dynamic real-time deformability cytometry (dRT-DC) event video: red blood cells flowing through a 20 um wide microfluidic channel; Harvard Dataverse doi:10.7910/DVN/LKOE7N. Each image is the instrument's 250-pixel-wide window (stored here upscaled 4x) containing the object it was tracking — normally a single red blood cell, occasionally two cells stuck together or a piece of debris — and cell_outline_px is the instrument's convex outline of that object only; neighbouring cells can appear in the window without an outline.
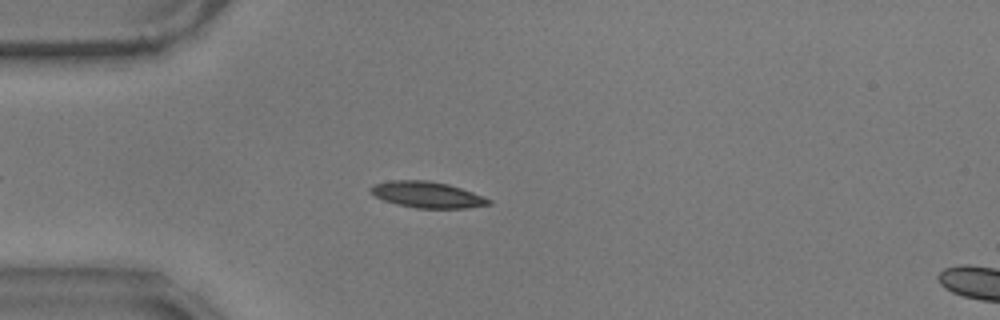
{"species": "common noctule bat (a hibernating species)", "species_latin": "Nyctalus noctula", "temperature_condition": "warm", "stored_images_in_passage": 47, "camera_frame_rate_fps": 3000, "um_per_image_px": 0.085, "animal": {"sex": "male", "body_mass_g": 17.9}, "frame": {"image": 1, "passage_image": 12, "time_ms": 3.667, "image_size_px": [1000, 320], "cell_outline_px": [[492, 204], [468, 208], [416, 208], [396, 204], [384, 200], [376, 196], [368, 188], [372, 184], [392, 180], [428, 180], [448, 184], [472, 192], [492, 200]], "centroid_in_image_um": [36.31, 16.55], "position_along_channel_um": 48.7, "area_um2": 17.98}}
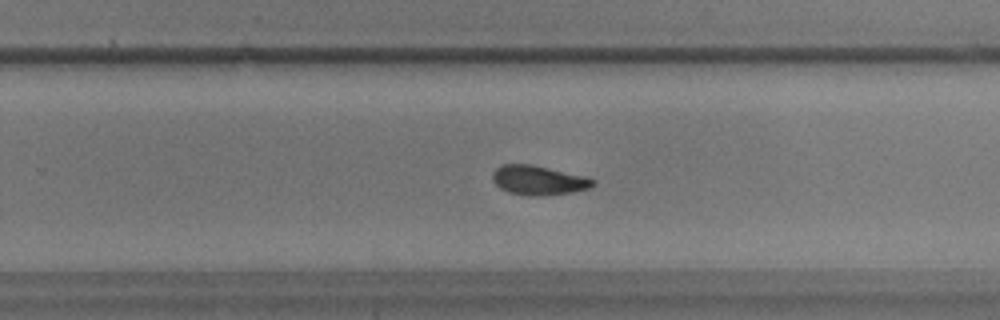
{"frame": {"image": 2, "passage_image": 33, "time_ms": 10.667, "image_size_px": [1000, 320], "cell_outline_px": [[596, 184], [588, 188], [572, 192], [536, 196], [528, 196], [508, 192], [500, 188], [492, 180], [492, 172], [500, 164], [532, 164], [588, 176], [596, 180]], "centroid_in_image_um": [45.78, 15.31], "position_along_channel_um": 284.0, "area_um2": 17.46}}
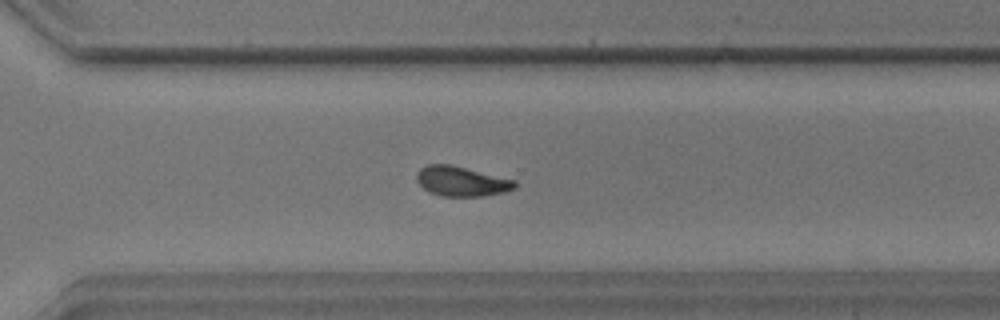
{"frame": {"image": 3, "passage_image": 37, "time_ms": 12.0, "image_size_px": [1000, 320], "cell_outline_px": [[516, 188], [504, 192], [484, 196], [440, 196], [428, 192], [416, 180], [416, 172], [420, 168], [428, 164], [448, 164], [516, 180]], "centroid_in_image_um": [39.2, 15.42], "position_along_channel_um": 331.4, "area_um2": 17.05}, "authors_computed_cell_mechanics": {"area_um2": 17.2822, "velocity_mm_per_s": 3.5511, "shape_relaxation_time_tau1_ms": 6.347, "shape_relaxation_time_tau2_ms": 3.2516, "deformation_change_tau1": 0.1692, "deformation_change_tau2": 0.0897}}